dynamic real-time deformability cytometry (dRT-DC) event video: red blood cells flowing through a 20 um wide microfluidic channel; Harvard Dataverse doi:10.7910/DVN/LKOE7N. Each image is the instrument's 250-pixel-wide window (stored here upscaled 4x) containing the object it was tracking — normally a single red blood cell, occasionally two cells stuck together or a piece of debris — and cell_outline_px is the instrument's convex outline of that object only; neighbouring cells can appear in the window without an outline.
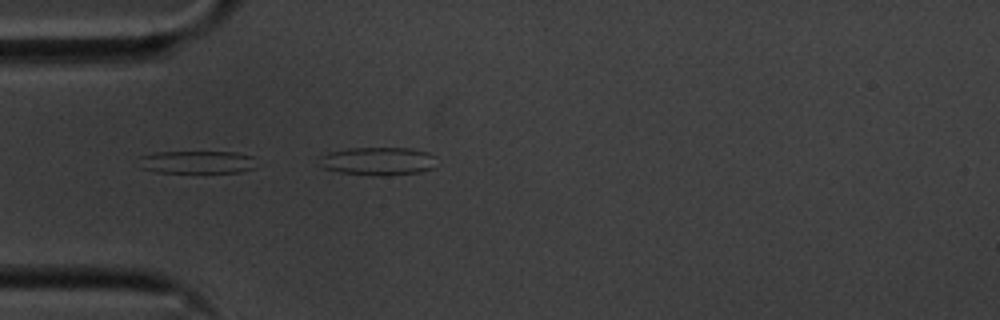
{"species": "common noctule bat (a hibernating species)", "species_latin": "Nyctalus noctula", "temperature_condition": "cold", "stored_images_in_passage": 17, "camera_frame_rate_fps": 3000, "um_per_image_px": 0.085, "animal": {"sex": "male", "body_mass_g": 20.1, "forearm_length_mm": 53.5}, "frame": {"image": 1, "passage_image": 12, "time_ms": 3.667, "image_size_px": [1000, 320], "cell_outline_px": [[256, 168], [240, 172], [156, 172], [140, 168], [140, 156], [152, 152], [236, 152], [256, 156]], "centroid_in_image_um": [16.8, 13.77], "position_along_channel_um": 68.2, "area_um2": 15.84}}
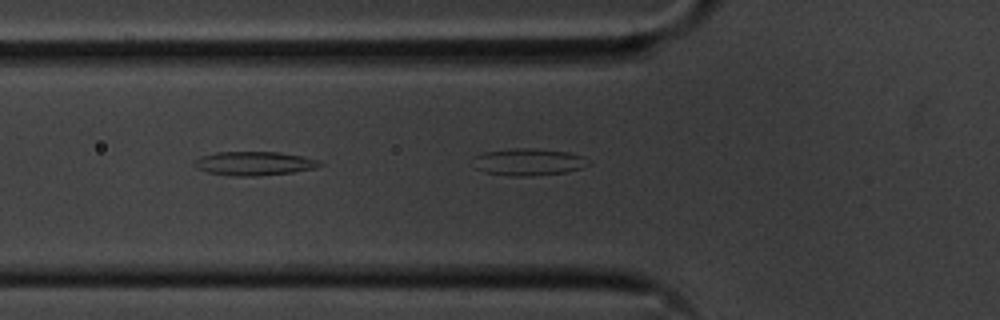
{"frame": {"image": 2, "passage_image": 15, "time_ms": 4.667, "image_size_px": [1000, 320], "cell_outline_px": [[324, 164], [316, 168], [292, 172], [256, 176], [232, 176], [208, 172], [196, 168], [192, 164], [200, 156], [216, 152], [280, 152], [304, 156], [320, 160]], "centroid_in_image_um": [21.63, 13.89], "position_along_channel_um": 104.2, "area_um2": 17.57}}